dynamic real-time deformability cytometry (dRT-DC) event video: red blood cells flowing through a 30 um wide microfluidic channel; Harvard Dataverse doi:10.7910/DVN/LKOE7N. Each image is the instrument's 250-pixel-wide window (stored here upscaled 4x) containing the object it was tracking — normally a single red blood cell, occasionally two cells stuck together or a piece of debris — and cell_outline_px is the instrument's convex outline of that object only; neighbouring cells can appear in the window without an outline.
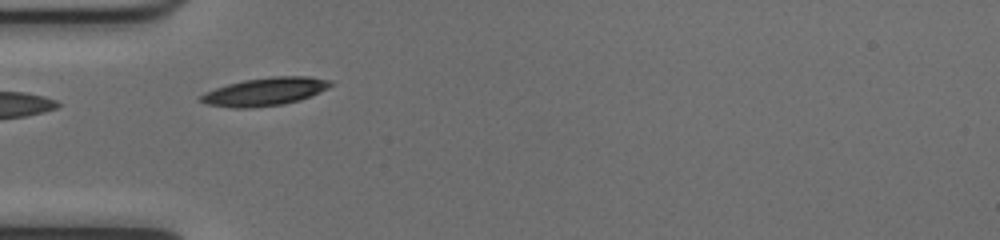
{"species": "common noctule bat (a hibernating species)", "species_latin": "Nyctalus noctula", "temperature_condition": "cold", "stored_images_in_passage": 15, "camera_frame_rate_fps": 3000, "um_per_image_px": 0.085, "animal": {"sex": "female", "body_mass_g": 17.0, "forearm_length_mm": 48.0}, "frame": {"image": 1, "passage_image": 1, "time_ms": 0.0, "image_size_px": [1000, 240], "cell_outline_px": [[332, 84], [328, 88], [300, 100], [284, 104], [248, 108], [232, 108], [208, 104], [200, 100], [200, 96], [204, 92], [228, 84], [244, 80], [272, 76], [308, 76], [332, 80]], "centroid_in_image_um": [22.54, 7.78], "position_along_channel_um": 62.5, "area_um2": 21.1}}